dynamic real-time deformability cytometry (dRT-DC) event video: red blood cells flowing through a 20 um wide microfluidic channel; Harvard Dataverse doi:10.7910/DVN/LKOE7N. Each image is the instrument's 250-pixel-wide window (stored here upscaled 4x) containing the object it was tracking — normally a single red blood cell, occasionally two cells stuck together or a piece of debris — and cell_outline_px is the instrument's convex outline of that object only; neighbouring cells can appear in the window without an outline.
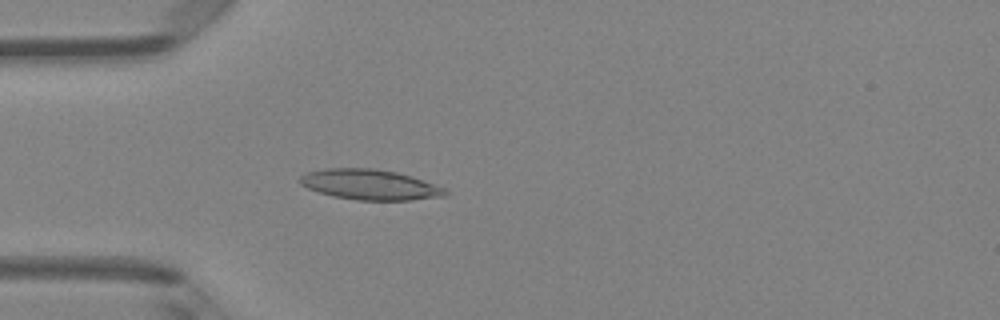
{"species": "Egyptian fruit bat (a non-hibernating species)", "species_latin": "Rousettus aegyptiacus", "temperature_condition": "room temperature", "stored_images_in_passage": 48, "camera_frame_rate_fps": 3000, "um_per_image_px": 0.085, "animal": {"sex": "female"}, "frame": {"image": 1, "passage_image": 13, "time_ms": 4.0, "image_size_px": [1000, 320], "cell_outline_px": [[448, 192], [444, 196], [408, 200], [356, 200], [332, 196], [308, 188], [300, 184], [300, 176], [304, 172], [328, 168], [372, 168], [396, 172], [444, 188]], "centroid_in_image_um": [31.36, 15.69], "position_along_channel_um": 53.6, "area_um2": 25.32}}
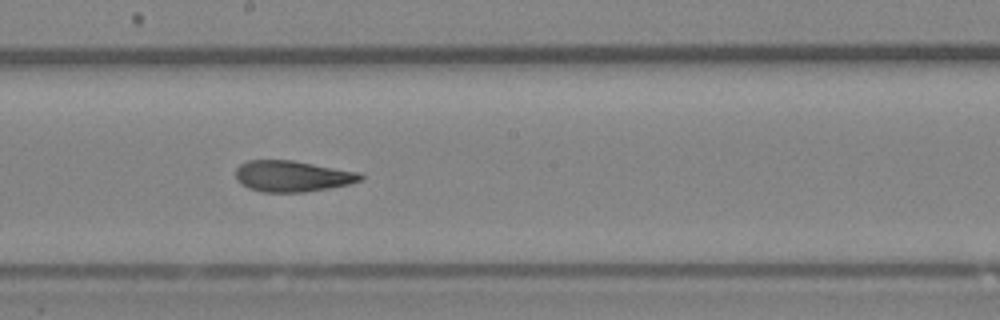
{"frame": {"image": 2, "passage_image": 26, "time_ms": 8.333, "image_size_px": [1000, 320], "cell_outline_px": [[364, 176], [360, 180], [348, 184], [328, 188], [304, 192], [264, 192], [248, 188], [240, 184], [236, 180], [236, 168], [240, 164], [248, 160], [292, 160], [360, 172]], "centroid_in_image_um": [24.81, 14.97], "position_along_channel_um": 223.4, "area_um2": 22.6}}
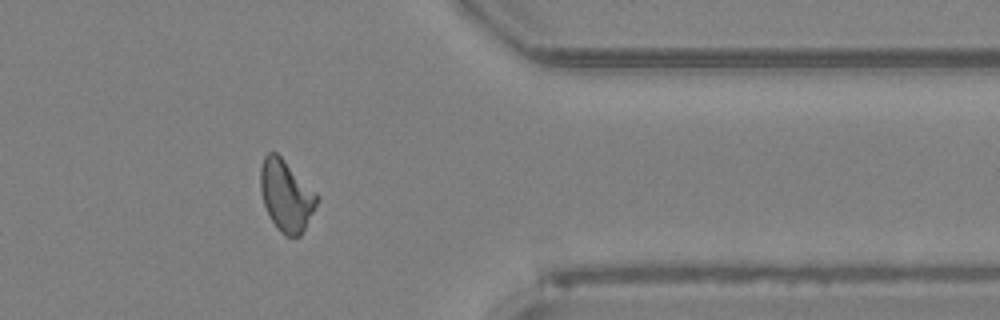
{"frame": {"image": 3, "passage_image": 39, "time_ms": 12.667, "image_size_px": [1000, 320], "cell_outline_px": [[320, 196], [300, 236], [284, 236], [276, 228], [264, 204], [260, 188], [260, 168], [264, 156], [268, 152], [276, 152]], "centroid_in_image_um": [24.31, 16.61], "position_along_channel_um": 387.1, "area_um2": 23.06}, "authors_computed_cell_mechanics": {"area_um2": 22.9177, "velocity_mm_per_s": 4.0992, "shape_relaxation_time_tau1_ms": null, "shape_relaxation_time_tau2_ms": 3.5801, "deformation_change_tau1": null, "deformation_change_tau2": 0.125}}